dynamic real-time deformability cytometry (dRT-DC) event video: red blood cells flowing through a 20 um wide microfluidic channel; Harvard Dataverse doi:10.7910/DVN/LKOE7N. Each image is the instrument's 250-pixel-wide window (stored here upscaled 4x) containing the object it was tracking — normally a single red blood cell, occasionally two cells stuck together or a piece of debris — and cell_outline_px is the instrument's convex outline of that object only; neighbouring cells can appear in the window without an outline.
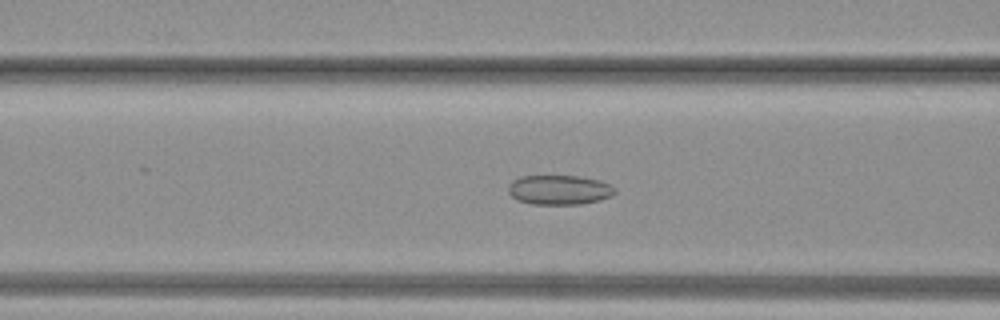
{"species": "common noctule bat (a hibernating species)", "species_latin": "Nyctalus noctula", "temperature_condition": "warm", "stored_images_in_passage": 40, "camera_frame_rate_fps": 3000, "um_per_image_px": 0.085, "animal": {"sex": "female", "body_mass_g": 19.3, "forearm_length_mm": 54.1}, "frame": {"image": 1, "passage_image": 15, "time_ms": 4.667, "image_size_px": [1000, 320], "cell_outline_px": [[616, 192], [612, 196], [600, 200], [580, 204], [532, 204], [516, 200], [508, 192], [508, 184], [512, 180], [520, 176], [580, 176], [600, 180], [612, 184], [616, 188]], "centroid_in_image_um": [47.55, 16.13], "position_along_channel_um": 119.0, "area_um2": 18.67}}
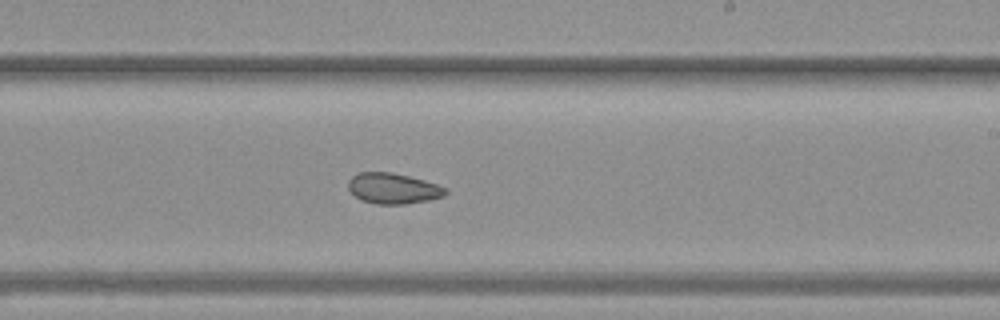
{"frame": {"image": 2, "passage_image": 23, "time_ms": 7.333, "image_size_px": [1000, 320], "cell_outline_px": [[448, 192], [444, 196], [432, 200], [404, 204], [376, 204], [360, 200], [348, 188], [348, 180], [352, 176], [360, 172], [392, 172], [424, 180], [448, 188]], "centroid_in_image_um": [33.44, 16.02], "position_along_channel_um": 255.6, "area_um2": 17.51}}
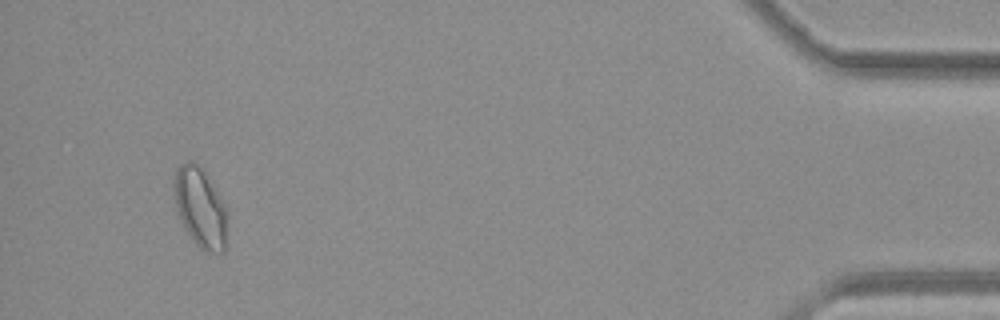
{"frame": {"image": 3, "passage_image": 38, "time_ms": 12.333, "image_size_px": [1000, 320], "cell_outline_px": [[228, 248], [224, 252], [204, 252], [188, 236], [176, 212], [172, 188], [172, 184], [176, 168], [180, 164], [188, 160], [192, 160], [204, 168], [228, 208]], "centroid_in_image_um": [17.05, 17.65], "position_along_channel_um": 418.1, "area_um2": 26.36}}